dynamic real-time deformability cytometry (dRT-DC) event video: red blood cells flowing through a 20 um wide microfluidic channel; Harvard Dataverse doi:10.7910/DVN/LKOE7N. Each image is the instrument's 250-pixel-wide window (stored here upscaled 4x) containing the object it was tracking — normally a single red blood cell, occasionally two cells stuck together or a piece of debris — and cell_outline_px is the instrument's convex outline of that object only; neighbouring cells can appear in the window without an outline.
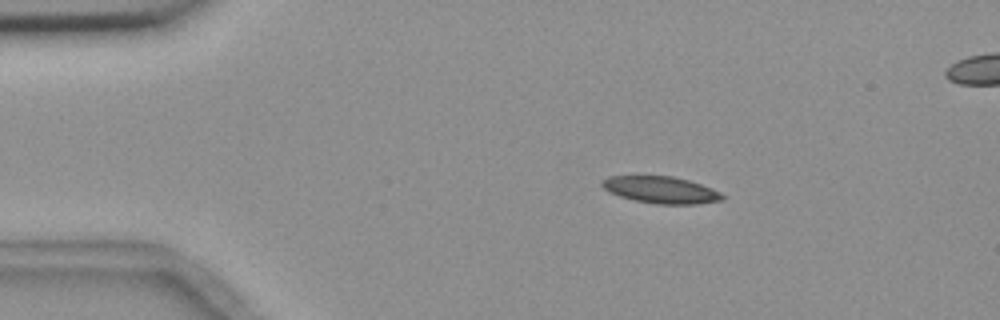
{"species": "common noctule bat (a hibernating species)", "species_latin": "Nyctalus noctula", "temperature_condition": "room temperature", "stored_images_in_passage": 5, "camera_frame_rate_fps": 3000, "um_per_image_px": 0.085, "animal": {"sex": "female", "body_mass_g": 18.4}, "frame": {"image": 1, "passage_image": 2, "time_ms": 2.0, "image_size_px": [1000, 320], "cell_outline_px": [[724, 200], [696, 204], [656, 204], [636, 200], [620, 196], [608, 192], [600, 184], [600, 180], [608, 176], [672, 176], [688, 180], [712, 188], [720, 192], [724, 196]], "centroid_in_image_um": [56.16, 16.13], "position_along_channel_um": 28.8, "area_um2": 18.84}}